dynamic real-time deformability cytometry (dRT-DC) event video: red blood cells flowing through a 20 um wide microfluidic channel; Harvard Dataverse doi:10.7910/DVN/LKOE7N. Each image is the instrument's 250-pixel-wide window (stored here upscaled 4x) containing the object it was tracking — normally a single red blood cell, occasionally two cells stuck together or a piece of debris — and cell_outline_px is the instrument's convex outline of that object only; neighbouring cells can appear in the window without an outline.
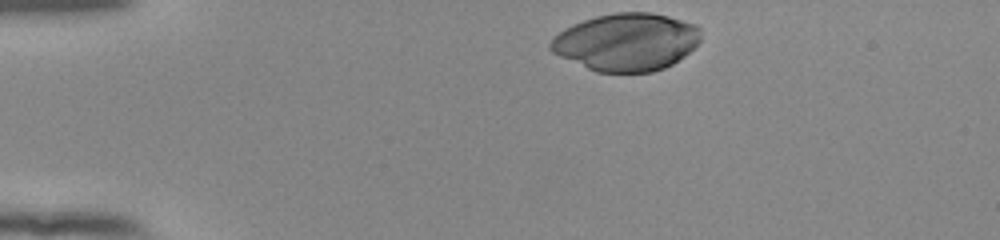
{"species": "human", "species_latin": "Homo sapiens", "temperature_condition": "room temperature", "stored_images_in_passage": 35, "camera_frame_rate_fps": 3000, "um_per_image_px": 0.085, "donor": {"sex": "female"}, "frame": {"image": 1, "passage_image": 1, "time_ms": 0.0, "image_size_px": [1000, 240], "cell_outline_px": [[700, 40], [684, 56], [672, 64], [664, 68], [652, 72], [596, 72], [560, 56], [552, 52], [548, 48], [548, 44], [560, 32], [584, 20], [596, 16], [616, 12], [652, 12], [668, 16], [692, 24], [700, 28]], "centroid_in_image_um": [53.25, 3.57], "position_along_channel_um": 31.8, "area_um2": 49.88}}
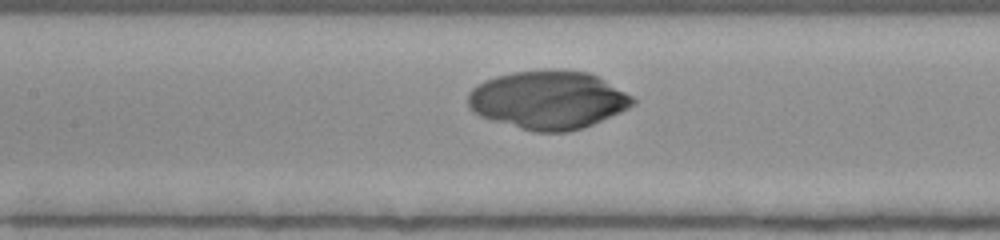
{"frame": {"image": 2, "passage_image": 16, "time_ms": 5.0, "image_size_px": [1000, 240], "cell_outline_px": [[636, 104], [620, 112], [592, 124], [568, 132], [532, 132], [492, 120], [480, 116], [472, 112], [468, 108], [468, 92], [472, 88], [484, 80], [496, 76], [512, 72], [548, 68], [564, 68], [588, 72], [604, 80], [632, 96], [636, 100]], "centroid_in_image_um": [46.56, 8.47], "position_along_channel_um": 160.8, "area_um2": 56.47}}
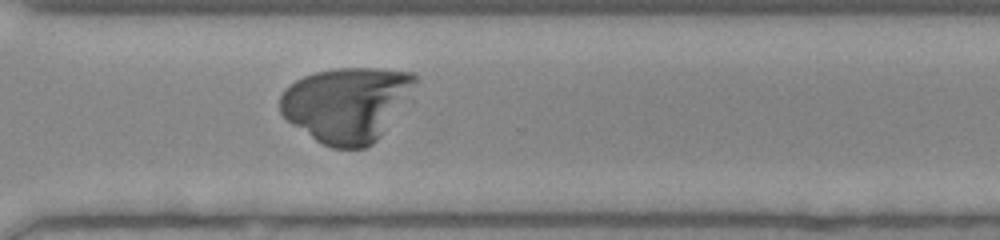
{"frame": {"image": 3, "passage_image": 30, "time_ms": 9.667, "image_size_px": [1000, 240], "cell_outline_px": [[420, 80], [376, 140], [372, 144], [364, 148], [332, 148], [316, 140], [292, 124], [280, 112], [280, 96], [284, 88], [296, 80], [304, 76], [316, 72], [336, 68], [380, 68], [416, 72], [420, 76]], "centroid_in_image_um": [29.47, 8.82], "position_along_channel_um": 341.1, "area_um2": 58.55}}